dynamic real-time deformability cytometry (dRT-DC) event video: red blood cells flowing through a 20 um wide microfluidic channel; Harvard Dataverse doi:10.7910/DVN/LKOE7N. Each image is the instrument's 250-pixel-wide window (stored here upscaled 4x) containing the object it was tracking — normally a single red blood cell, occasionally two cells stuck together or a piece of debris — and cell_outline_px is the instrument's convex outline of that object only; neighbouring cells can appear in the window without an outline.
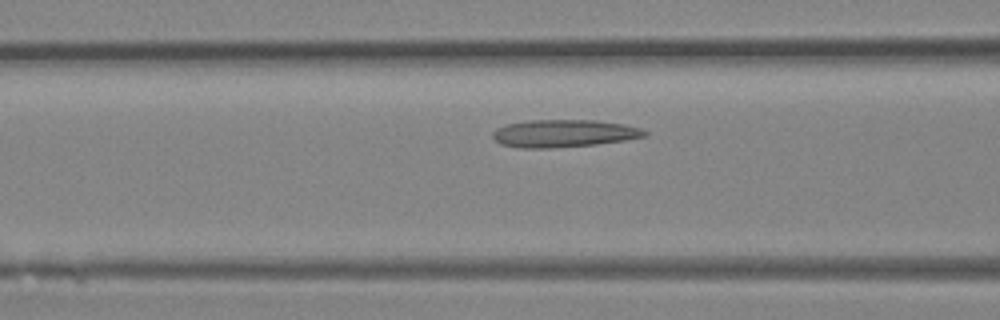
{"species": "Egyptian fruit bat (a non-hibernating species)", "species_latin": "Rousettus aegyptiacus", "temperature_condition": "room temperature", "stored_images_in_passage": 32, "camera_frame_rate_fps": 3000, "um_per_image_px": 0.085, "animal": {"sex": "female"}, "frame": {"image": 1, "passage_image": 10, "time_ms": 3.0, "image_size_px": [1000, 320], "cell_outline_px": [[648, 136], [624, 140], [596, 144], [552, 148], [520, 148], [500, 144], [492, 136], [492, 132], [496, 128], [504, 124], [528, 120], [596, 120], [624, 124], [640, 128], [648, 132]], "centroid_in_image_um": [47.9, 11.33], "position_along_channel_um": 118.7, "area_um2": 24.57}}
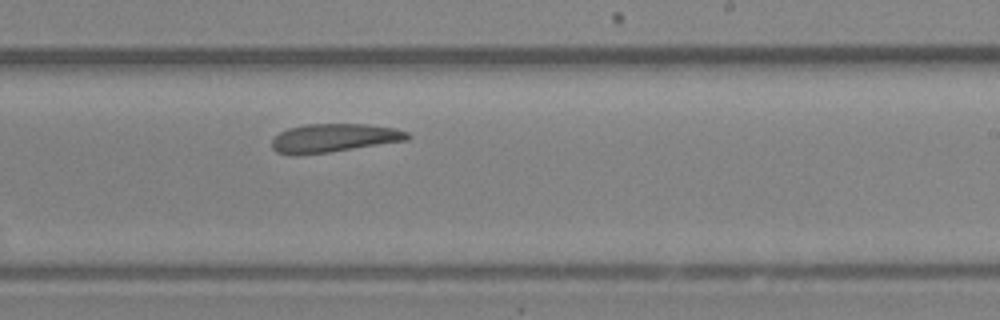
{"frame": {"image": 2, "passage_image": 18, "time_ms": 5.667, "image_size_px": [1000, 320], "cell_outline_px": [[412, 136], [408, 140], [328, 152], [276, 152], [272, 148], [272, 140], [280, 132], [288, 128], [304, 124], [368, 124], [396, 128], [408, 132]], "centroid_in_image_um": [28.48, 11.68], "position_along_channel_um": 260.5, "area_um2": 21.91}}
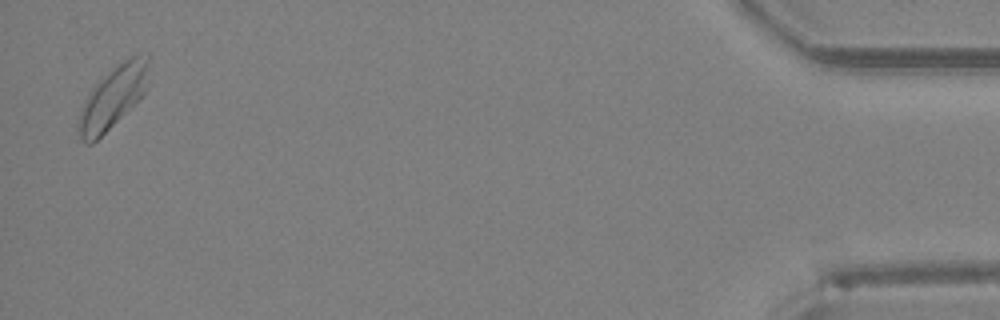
{"frame": {"image": 3, "passage_image": 32, "time_ms": 10.333, "image_size_px": [1000, 320], "cell_outline_px": [[148, 88], [92, 144], [84, 144], [80, 140], [76, 128], [76, 124], [80, 112], [92, 88], [104, 76], [124, 60], [132, 56], [148, 56]], "centroid_in_image_um": [9.55, 8.3], "position_along_channel_um": 425.6, "area_um2": 24.39}}